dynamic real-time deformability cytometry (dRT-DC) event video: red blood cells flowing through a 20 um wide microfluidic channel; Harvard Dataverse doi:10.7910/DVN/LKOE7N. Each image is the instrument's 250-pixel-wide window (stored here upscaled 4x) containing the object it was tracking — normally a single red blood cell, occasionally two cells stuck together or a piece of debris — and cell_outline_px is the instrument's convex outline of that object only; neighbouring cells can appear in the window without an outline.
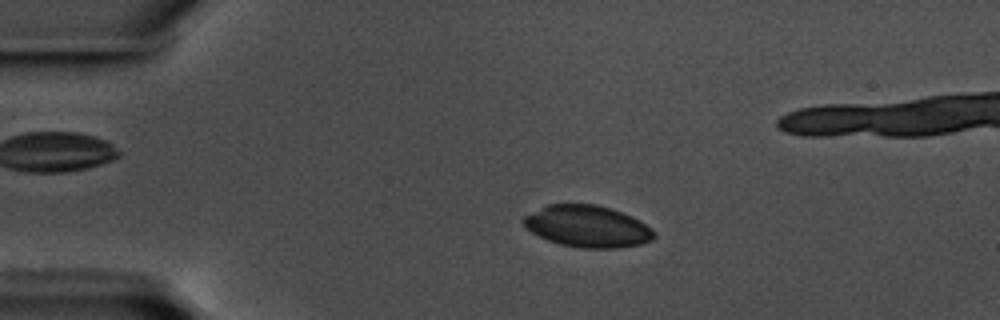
{"species": "common noctule bat (a hibernating species)", "species_latin": "Nyctalus noctula", "temperature_condition": "warm", "stored_images_in_passage": 53, "camera_frame_rate_fps": 3000, "um_per_image_px": 0.085, "animal": {"sex": "male", "body_mass_g": 17.5, "forearm_length_mm": 52.3}, "frame": {"image": 1, "passage_image": 13, "time_ms": 4.0, "image_size_px": [1000, 320], "cell_outline_px": [[656, 236], [652, 240], [640, 244], [616, 248], [580, 248], [560, 244], [548, 240], [532, 232], [520, 220], [524, 216], [548, 204], [596, 204], [612, 208], [652, 228], [656, 232]], "centroid_in_image_um": [49.93, 19.24], "position_along_channel_um": 35.1, "area_um2": 31.5}}
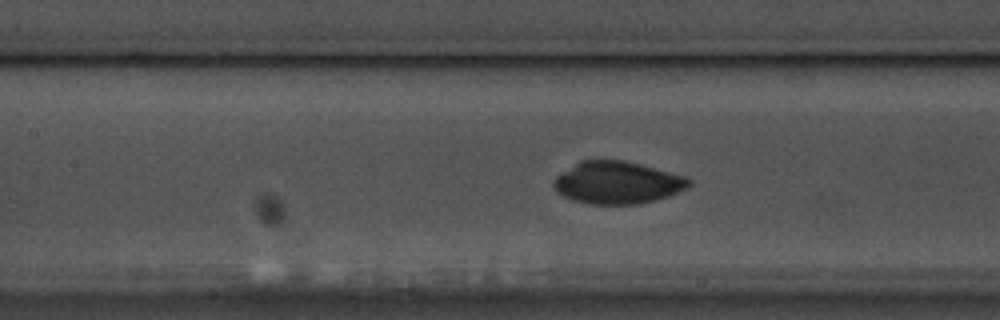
{"frame": {"image": 2, "passage_image": 27, "time_ms": 8.667, "image_size_px": [1000, 320], "cell_outline_px": [[692, 184], [688, 188], [668, 196], [656, 200], [636, 204], [588, 204], [572, 200], [556, 192], [552, 184], [552, 180], [556, 176], [580, 160], [624, 160], [640, 164], [684, 176], [692, 180]], "centroid_in_image_um": [52.45, 15.53], "position_along_channel_um": 154.9, "area_um2": 33.47}}
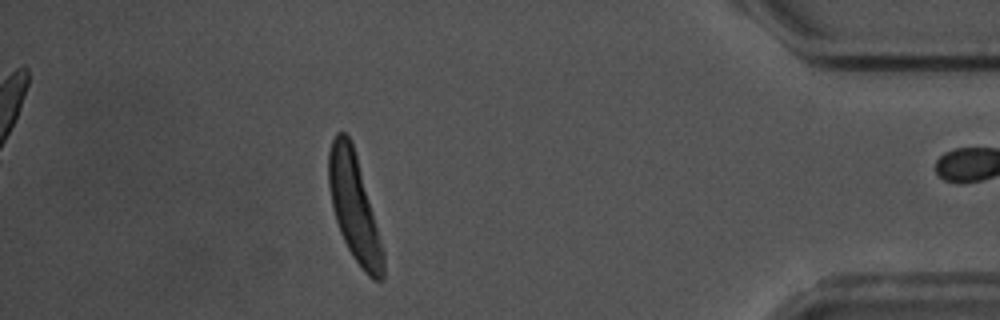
{"frame": {"image": 3, "passage_image": 52, "time_ms": 17.0, "image_size_px": [1000, 320], "cell_outline_px": [[384, 280], [372, 280], [364, 272], [352, 256], [340, 232], [332, 208], [328, 184], [328, 152], [332, 140], [336, 132], [344, 132], [352, 140], [384, 252]], "centroid_in_image_um": [30.09, 17.62], "position_along_channel_um": 405.1, "area_um2": 33.7}}